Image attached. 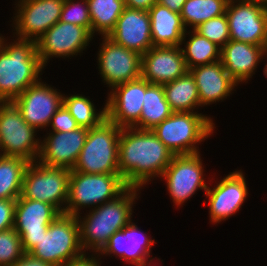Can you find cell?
<instances>
[{"label":"cell","instance_id":"40","mask_svg":"<svg viewBox=\"0 0 267 266\" xmlns=\"http://www.w3.org/2000/svg\"><path fill=\"white\" fill-rule=\"evenodd\" d=\"M125 6L132 9L148 11L158 0H124Z\"/></svg>","mask_w":267,"mask_h":266},{"label":"cell","instance_id":"31","mask_svg":"<svg viewBox=\"0 0 267 266\" xmlns=\"http://www.w3.org/2000/svg\"><path fill=\"white\" fill-rule=\"evenodd\" d=\"M228 0H187L180 13L183 24L195 29L209 19L219 17L226 12Z\"/></svg>","mask_w":267,"mask_h":266},{"label":"cell","instance_id":"3","mask_svg":"<svg viewBox=\"0 0 267 266\" xmlns=\"http://www.w3.org/2000/svg\"><path fill=\"white\" fill-rule=\"evenodd\" d=\"M43 68L36 41L19 38L9 44L4 41L0 50V101H13L36 84Z\"/></svg>","mask_w":267,"mask_h":266},{"label":"cell","instance_id":"35","mask_svg":"<svg viewBox=\"0 0 267 266\" xmlns=\"http://www.w3.org/2000/svg\"><path fill=\"white\" fill-rule=\"evenodd\" d=\"M64 0L60 20L81 27H85L91 33V18L87 0Z\"/></svg>","mask_w":267,"mask_h":266},{"label":"cell","instance_id":"9","mask_svg":"<svg viewBox=\"0 0 267 266\" xmlns=\"http://www.w3.org/2000/svg\"><path fill=\"white\" fill-rule=\"evenodd\" d=\"M70 174L71 170L67 168L48 167L38 161L30 162L24 172L21 196L51 204L64 213Z\"/></svg>","mask_w":267,"mask_h":266},{"label":"cell","instance_id":"20","mask_svg":"<svg viewBox=\"0 0 267 266\" xmlns=\"http://www.w3.org/2000/svg\"><path fill=\"white\" fill-rule=\"evenodd\" d=\"M188 71L180 46H153L142 55L141 77L150 84L164 85Z\"/></svg>","mask_w":267,"mask_h":266},{"label":"cell","instance_id":"17","mask_svg":"<svg viewBox=\"0 0 267 266\" xmlns=\"http://www.w3.org/2000/svg\"><path fill=\"white\" fill-rule=\"evenodd\" d=\"M40 81L27 87L13 100L23 119L36 130L49 127L51 118L63 105L64 96L57 89Z\"/></svg>","mask_w":267,"mask_h":266},{"label":"cell","instance_id":"4","mask_svg":"<svg viewBox=\"0 0 267 266\" xmlns=\"http://www.w3.org/2000/svg\"><path fill=\"white\" fill-rule=\"evenodd\" d=\"M214 124L198 111L173 112L152 131L174 155H188L199 153L197 144L213 134Z\"/></svg>","mask_w":267,"mask_h":266},{"label":"cell","instance_id":"39","mask_svg":"<svg viewBox=\"0 0 267 266\" xmlns=\"http://www.w3.org/2000/svg\"><path fill=\"white\" fill-rule=\"evenodd\" d=\"M12 266H53L51 263L35 258L29 253H25Z\"/></svg>","mask_w":267,"mask_h":266},{"label":"cell","instance_id":"34","mask_svg":"<svg viewBox=\"0 0 267 266\" xmlns=\"http://www.w3.org/2000/svg\"><path fill=\"white\" fill-rule=\"evenodd\" d=\"M195 30L220 48L230 40L229 24L226 13L201 23Z\"/></svg>","mask_w":267,"mask_h":266},{"label":"cell","instance_id":"12","mask_svg":"<svg viewBox=\"0 0 267 266\" xmlns=\"http://www.w3.org/2000/svg\"><path fill=\"white\" fill-rule=\"evenodd\" d=\"M200 152L188 155H174L171 163L162 174L165 179L170 197L176 206L189 200L197 190L205 192L208 185L204 180Z\"/></svg>","mask_w":267,"mask_h":266},{"label":"cell","instance_id":"25","mask_svg":"<svg viewBox=\"0 0 267 266\" xmlns=\"http://www.w3.org/2000/svg\"><path fill=\"white\" fill-rule=\"evenodd\" d=\"M153 46H181L186 40V27L179 13L156 3L149 10ZM185 39V40H184Z\"/></svg>","mask_w":267,"mask_h":266},{"label":"cell","instance_id":"32","mask_svg":"<svg viewBox=\"0 0 267 266\" xmlns=\"http://www.w3.org/2000/svg\"><path fill=\"white\" fill-rule=\"evenodd\" d=\"M63 105L80 127L93 128L106 119V107L97 112L92 101L82 94L63 96Z\"/></svg>","mask_w":267,"mask_h":266},{"label":"cell","instance_id":"21","mask_svg":"<svg viewBox=\"0 0 267 266\" xmlns=\"http://www.w3.org/2000/svg\"><path fill=\"white\" fill-rule=\"evenodd\" d=\"M143 233V235H142ZM155 241L150 239L132 221L119 231H116L108 240L104 248L97 253L101 255L114 254L121 260L131 263L134 266H153L150 265L154 258H150L151 247Z\"/></svg>","mask_w":267,"mask_h":266},{"label":"cell","instance_id":"37","mask_svg":"<svg viewBox=\"0 0 267 266\" xmlns=\"http://www.w3.org/2000/svg\"><path fill=\"white\" fill-rule=\"evenodd\" d=\"M16 199H0V232L14 227Z\"/></svg>","mask_w":267,"mask_h":266},{"label":"cell","instance_id":"43","mask_svg":"<svg viewBox=\"0 0 267 266\" xmlns=\"http://www.w3.org/2000/svg\"><path fill=\"white\" fill-rule=\"evenodd\" d=\"M265 55L267 57V43L264 45L263 59L265 58Z\"/></svg>","mask_w":267,"mask_h":266},{"label":"cell","instance_id":"18","mask_svg":"<svg viewBox=\"0 0 267 266\" xmlns=\"http://www.w3.org/2000/svg\"><path fill=\"white\" fill-rule=\"evenodd\" d=\"M88 128L79 127L68 132H49L40 141L38 162L48 167L72 170L85 144Z\"/></svg>","mask_w":267,"mask_h":266},{"label":"cell","instance_id":"28","mask_svg":"<svg viewBox=\"0 0 267 266\" xmlns=\"http://www.w3.org/2000/svg\"><path fill=\"white\" fill-rule=\"evenodd\" d=\"M91 18V34L108 36L125 9L124 0H87Z\"/></svg>","mask_w":267,"mask_h":266},{"label":"cell","instance_id":"26","mask_svg":"<svg viewBox=\"0 0 267 266\" xmlns=\"http://www.w3.org/2000/svg\"><path fill=\"white\" fill-rule=\"evenodd\" d=\"M163 89L173 112H195L194 109L201 106L197 85L189 71L174 81L164 84Z\"/></svg>","mask_w":267,"mask_h":266},{"label":"cell","instance_id":"6","mask_svg":"<svg viewBox=\"0 0 267 266\" xmlns=\"http://www.w3.org/2000/svg\"><path fill=\"white\" fill-rule=\"evenodd\" d=\"M129 186L120 174L71 171L64 214L77 216L83 207H98L121 195ZM91 205V206H90Z\"/></svg>","mask_w":267,"mask_h":266},{"label":"cell","instance_id":"29","mask_svg":"<svg viewBox=\"0 0 267 266\" xmlns=\"http://www.w3.org/2000/svg\"><path fill=\"white\" fill-rule=\"evenodd\" d=\"M28 162L17 156L0 154V199H17L21 195Z\"/></svg>","mask_w":267,"mask_h":266},{"label":"cell","instance_id":"16","mask_svg":"<svg viewBox=\"0 0 267 266\" xmlns=\"http://www.w3.org/2000/svg\"><path fill=\"white\" fill-rule=\"evenodd\" d=\"M142 77L114 87L107 98L106 118L118 127H134L140 120L146 88Z\"/></svg>","mask_w":267,"mask_h":266},{"label":"cell","instance_id":"27","mask_svg":"<svg viewBox=\"0 0 267 266\" xmlns=\"http://www.w3.org/2000/svg\"><path fill=\"white\" fill-rule=\"evenodd\" d=\"M172 113L163 85L150 84L145 90L140 120L134 128L152 130Z\"/></svg>","mask_w":267,"mask_h":266},{"label":"cell","instance_id":"10","mask_svg":"<svg viewBox=\"0 0 267 266\" xmlns=\"http://www.w3.org/2000/svg\"><path fill=\"white\" fill-rule=\"evenodd\" d=\"M225 13L230 40L259 46L267 43V3L256 0H229Z\"/></svg>","mask_w":267,"mask_h":266},{"label":"cell","instance_id":"45","mask_svg":"<svg viewBox=\"0 0 267 266\" xmlns=\"http://www.w3.org/2000/svg\"><path fill=\"white\" fill-rule=\"evenodd\" d=\"M256 1H261V2L267 3V0H256Z\"/></svg>","mask_w":267,"mask_h":266},{"label":"cell","instance_id":"22","mask_svg":"<svg viewBox=\"0 0 267 266\" xmlns=\"http://www.w3.org/2000/svg\"><path fill=\"white\" fill-rule=\"evenodd\" d=\"M108 37L143 55L153 47L148 11L125 7Z\"/></svg>","mask_w":267,"mask_h":266},{"label":"cell","instance_id":"1","mask_svg":"<svg viewBox=\"0 0 267 266\" xmlns=\"http://www.w3.org/2000/svg\"><path fill=\"white\" fill-rule=\"evenodd\" d=\"M174 154L152 130L122 128L118 144V171L129 187L149 184L162 176Z\"/></svg>","mask_w":267,"mask_h":266},{"label":"cell","instance_id":"14","mask_svg":"<svg viewBox=\"0 0 267 266\" xmlns=\"http://www.w3.org/2000/svg\"><path fill=\"white\" fill-rule=\"evenodd\" d=\"M61 214L53 205L38 200L16 199L14 229L19 234L25 253H29L48 226Z\"/></svg>","mask_w":267,"mask_h":266},{"label":"cell","instance_id":"36","mask_svg":"<svg viewBox=\"0 0 267 266\" xmlns=\"http://www.w3.org/2000/svg\"><path fill=\"white\" fill-rule=\"evenodd\" d=\"M49 126L53 132H68L80 127L64 105L53 115Z\"/></svg>","mask_w":267,"mask_h":266},{"label":"cell","instance_id":"5","mask_svg":"<svg viewBox=\"0 0 267 266\" xmlns=\"http://www.w3.org/2000/svg\"><path fill=\"white\" fill-rule=\"evenodd\" d=\"M121 127L104 119L89 128L85 144L71 171L86 174H119L118 144Z\"/></svg>","mask_w":267,"mask_h":266},{"label":"cell","instance_id":"44","mask_svg":"<svg viewBox=\"0 0 267 266\" xmlns=\"http://www.w3.org/2000/svg\"><path fill=\"white\" fill-rule=\"evenodd\" d=\"M264 74L267 77V63L265 64V67H264Z\"/></svg>","mask_w":267,"mask_h":266},{"label":"cell","instance_id":"30","mask_svg":"<svg viewBox=\"0 0 267 266\" xmlns=\"http://www.w3.org/2000/svg\"><path fill=\"white\" fill-rule=\"evenodd\" d=\"M191 35L185 48H181L188 70L200 65H208L220 61L221 48L211 42L195 29L186 34ZM192 33V34H190Z\"/></svg>","mask_w":267,"mask_h":266},{"label":"cell","instance_id":"38","mask_svg":"<svg viewBox=\"0 0 267 266\" xmlns=\"http://www.w3.org/2000/svg\"><path fill=\"white\" fill-rule=\"evenodd\" d=\"M86 253H83L81 256L71 259L70 261L66 262L62 266H100L98 255L96 257V253L93 255L86 256ZM91 257V258H90Z\"/></svg>","mask_w":267,"mask_h":266},{"label":"cell","instance_id":"33","mask_svg":"<svg viewBox=\"0 0 267 266\" xmlns=\"http://www.w3.org/2000/svg\"><path fill=\"white\" fill-rule=\"evenodd\" d=\"M24 254L21 238L14 228L0 232V266H12Z\"/></svg>","mask_w":267,"mask_h":266},{"label":"cell","instance_id":"24","mask_svg":"<svg viewBox=\"0 0 267 266\" xmlns=\"http://www.w3.org/2000/svg\"><path fill=\"white\" fill-rule=\"evenodd\" d=\"M264 46L229 40L220 52V61L228 75L238 84L252 78L263 60Z\"/></svg>","mask_w":267,"mask_h":266},{"label":"cell","instance_id":"7","mask_svg":"<svg viewBox=\"0 0 267 266\" xmlns=\"http://www.w3.org/2000/svg\"><path fill=\"white\" fill-rule=\"evenodd\" d=\"M84 253L80 243L77 217L61 213L43 233L35 247L29 252L35 258L62 266Z\"/></svg>","mask_w":267,"mask_h":266},{"label":"cell","instance_id":"19","mask_svg":"<svg viewBox=\"0 0 267 266\" xmlns=\"http://www.w3.org/2000/svg\"><path fill=\"white\" fill-rule=\"evenodd\" d=\"M248 187L243 172H230L216 186L205 192L209 198V217L213 224L227 220L240 210L247 198Z\"/></svg>","mask_w":267,"mask_h":266},{"label":"cell","instance_id":"23","mask_svg":"<svg viewBox=\"0 0 267 266\" xmlns=\"http://www.w3.org/2000/svg\"><path fill=\"white\" fill-rule=\"evenodd\" d=\"M189 72L197 85L201 107L225 100L238 86L221 61L194 67Z\"/></svg>","mask_w":267,"mask_h":266},{"label":"cell","instance_id":"13","mask_svg":"<svg viewBox=\"0 0 267 266\" xmlns=\"http://www.w3.org/2000/svg\"><path fill=\"white\" fill-rule=\"evenodd\" d=\"M92 39L93 35L85 27L58 21L36 40V49L40 62L45 67L52 57L79 55Z\"/></svg>","mask_w":267,"mask_h":266},{"label":"cell","instance_id":"8","mask_svg":"<svg viewBox=\"0 0 267 266\" xmlns=\"http://www.w3.org/2000/svg\"><path fill=\"white\" fill-rule=\"evenodd\" d=\"M36 129L22 117L13 101H0V154L17 156L28 162L38 160L40 139Z\"/></svg>","mask_w":267,"mask_h":266},{"label":"cell","instance_id":"15","mask_svg":"<svg viewBox=\"0 0 267 266\" xmlns=\"http://www.w3.org/2000/svg\"><path fill=\"white\" fill-rule=\"evenodd\" d=\"M17 3L14 33L19 39L36 41L60 20L64 0H19Z\"/></svg>","mask_w":267,"mask_h":266},{"label":"cell","instance_id":"42","mask_svg":"<svg viewBox=\"0 0 267 266\" xmlns=\"http://www.w3.org/2000/svg\"><path fill=\"white\" fill-rule=\"evenodd\" d=\"M5 40L6 39L0 34V50L2 49Z\"/></svg>","mask_w":267,"mask_h":266},{"label":"cell","instance_id":"2","mask_svg":"<svg viewBox=\"0 0 267 266\" xmlns=\"http://www.w3.org/2000/svg\"><path fill=\"white\" fill-rule=\"evenodd\" d=\"M139 187H128L121 195L96 208L84 218L77 215L80 243L83 251L99 253L109 238L132 221V207L137 199ZM86 249V250H85Z\"/></svg>","mask_w":267,"mask_h":266},{"label":"cell","instance_id":"11","mask_svg":"<svg viewBox=\"0 0 267 266\" xmlns=\"http://www.w3.org/2000/svg\"><path fill=\"white\" fill-rule=\"evenodd\" d=\"M98 52V69L102 81L114 87L141 77L142 55L103 36Z\"/></svg>","mask_w":267,"mask_h":266},{"label":"cell","instance_id":"41","mask_svg":"<svg viewBox=\"0 0 267 266\" xmlns=\"http://www.w3.org/2000/svg\"><path fill=\"white\" fill-rule=\"evenodd\" d=\"M187 0H158V3H160L163 6H166L171 11L181 13L184 3Z\"/></svg>","mask_w":267,"mask_h":266}]
</instances>
